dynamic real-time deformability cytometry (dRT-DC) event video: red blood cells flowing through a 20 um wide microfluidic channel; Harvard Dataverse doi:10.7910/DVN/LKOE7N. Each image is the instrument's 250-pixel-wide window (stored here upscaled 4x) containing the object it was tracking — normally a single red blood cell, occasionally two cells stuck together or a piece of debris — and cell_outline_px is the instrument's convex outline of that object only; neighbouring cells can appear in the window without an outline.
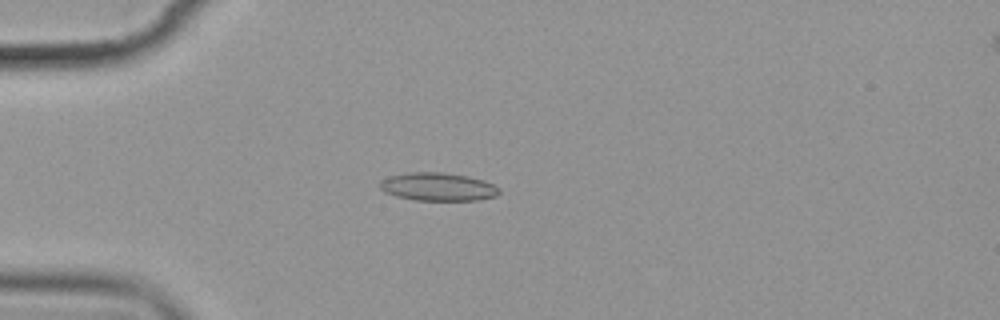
{"species": "common noctule bat (a hibernating species)", "species_latin": "Nyctalus noctula", "temperature_condition": "cold", "stored_images_in_passage": 10, "camera_frame_rate_fps": 3000, "um_per_image_px": 0.085, "animal": {"sex": "female", "body_mass_g": 19.9}, "frame": {"image": 1, "passage_image": 4, "time_ms": 3.667, "image_size_px": [1000, 320], "cell_outline_px": [[500, 192], [496, 196], [480, 200], [416, 200], [396, 196], [384, 192], [380, 188], [380, 180], [388, 176], [408, 172], [444, 172], [468, 176], [484, 180], [500, 188]], "centroid_in_image_um": [37.22, 15.87], "position_along_channel_um": 47.8, "area_um2": 19.71}}
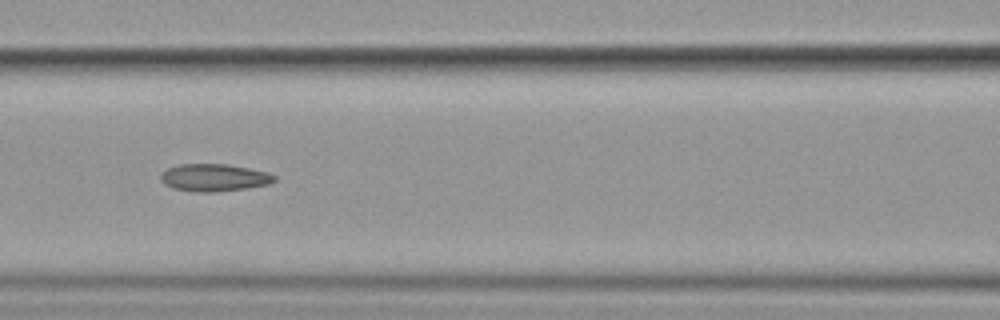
{"frame": {"image": 2, "passage_image": 7, "time_ms": 7.0, "image_size_px": [1000, 320], "cell_outline_px": [[276, 180], [268, 184], [248, 188], [212, 192], [196, 192], [172, 188], [164, 184], [160, 180], [160, 176], [168, 168], [180, 164], [228, 164], [268, 172], [276, 176]], "centroid_in_image_um": [18.2, 15.1], "position_along_channel_um": 148.4, "area_um2": 18.15}}
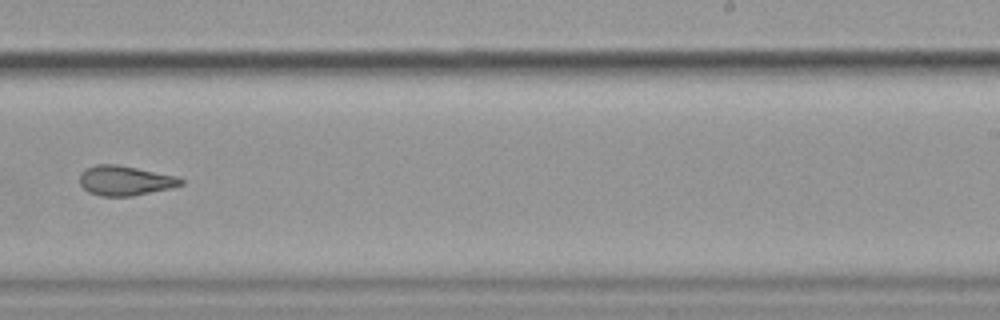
{"frame": {"image": 3, "passage_image": 10, "time_ms": 10.667, "image_size_px": [1000, 320], "cell_outline_px": [[184, 184], [172, 188], [132, 196], [100, 196], [88, 192], [80, 184], [80, 176], [88, 168], [96, 164], [116, 164], [176, 176], [184, 180]], "centroid_in_image_um": [10.65, 15.36], "position_along_channel_um": 278.3, "area_um2": 17.4}}